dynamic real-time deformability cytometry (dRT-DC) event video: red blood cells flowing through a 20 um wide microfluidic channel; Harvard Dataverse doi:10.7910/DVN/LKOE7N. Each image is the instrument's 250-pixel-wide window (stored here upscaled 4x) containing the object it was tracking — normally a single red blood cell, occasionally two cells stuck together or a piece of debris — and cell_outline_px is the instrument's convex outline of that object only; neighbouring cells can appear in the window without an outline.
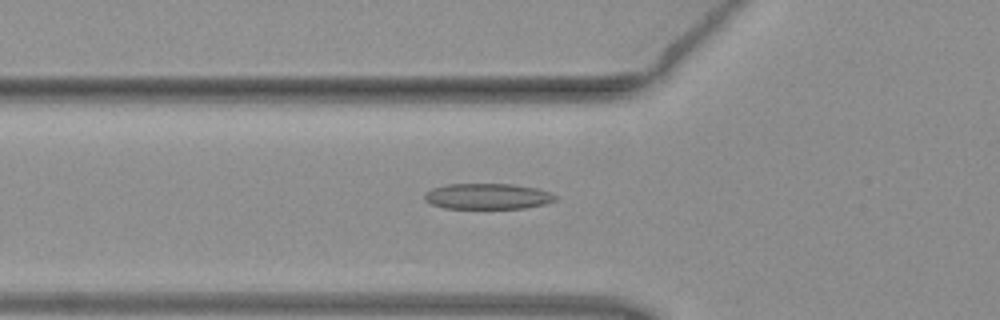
{"species": "common noctule bat (a hibernating species)", "species_latin": "Nyctalus noctula", "temperature_condition": "warm", "stored_images_in_passage": 51, "camera_frame_rate_fps": 3000, "um_per_image_px": 0.085, "animal": {"sex": "female", "body_mass_g": 19.3, "forearm_length_mm": 54.1}, "frame": {"image": 1, "passage_image": 18, "time_ms": 5.667, "image_size_px": [1000, 320], "cell_outline_px": [[556, 200], [544, 204], [524, 208], [444, 208], [432, 204], [424, 200], [424, 196], [432, 188], [448, 184], [512, 184], [536, 188], [552, 192], [556, 196]], "centroid_in_image_um": [41.46, 16.68], "position_along_channel_um": 84.3, "area_um2": 19.54}}
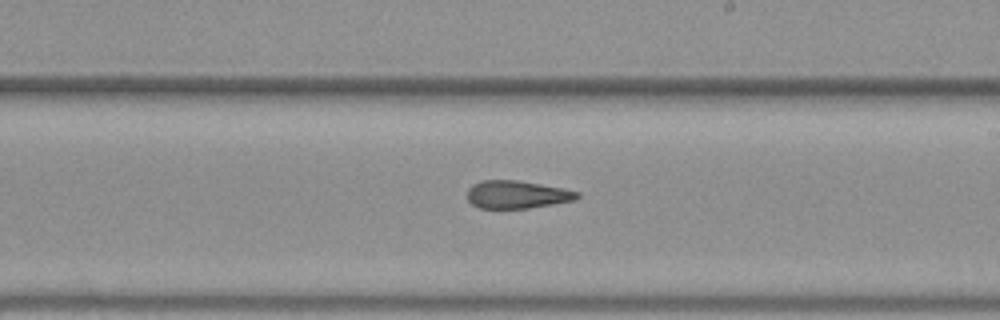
{"frame": {"image": 2, "passage_image": 30, "time_ms": 9.667, "image_size_px": [1000, 320], "cell_outline_px": [[580, 196], [576, 200], [528, 208], [480, 208], [472, 204], [468, 200], [468, 188], [472, 184], [480, 180], [516, 180], [564, 188], [580, 192]], "centroid_in_image_um": [43.95, 16.53], "position_along_channel_um": 245.1, "area_um2": 17.86}}
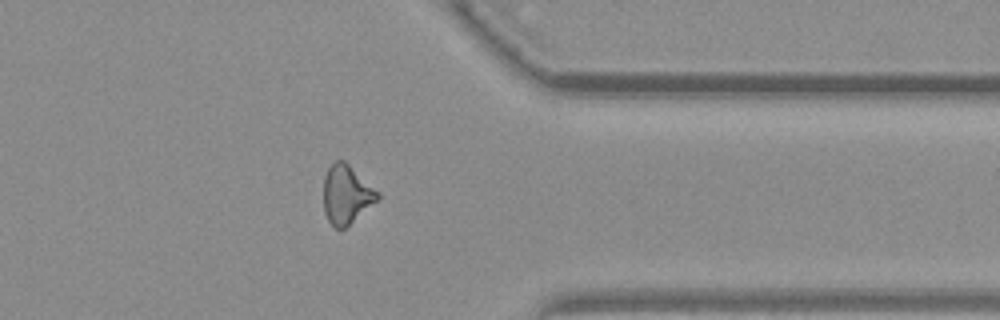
{"frame": {"image": 3, "passage_image": 41, "time_ms": 13.333, "image_size_px": [1000, 320], "cell_outline_px": [[380, 196], [376, 200], [344, 228], [336, 228], [328, 220], [324, 212], [324, 176], [328, 168], [336, 160], [344, 160], [380, 192]], "centroid_in_image_um": [29.43, 16.49], "position_along_channel_um": 382.0, "area_um2": 18.09}, "authors_computed_cell_mechanics": {"area_um2": 18.6694, "velocity_mm_per_s": 4.0027, "shape_relaxation_time_tau1_ms": null, "shape_relaxation_time_tau2_ms": 3.0349, "deformation_change_tau1": null, "deformation_change_tau2": 0.1329}}